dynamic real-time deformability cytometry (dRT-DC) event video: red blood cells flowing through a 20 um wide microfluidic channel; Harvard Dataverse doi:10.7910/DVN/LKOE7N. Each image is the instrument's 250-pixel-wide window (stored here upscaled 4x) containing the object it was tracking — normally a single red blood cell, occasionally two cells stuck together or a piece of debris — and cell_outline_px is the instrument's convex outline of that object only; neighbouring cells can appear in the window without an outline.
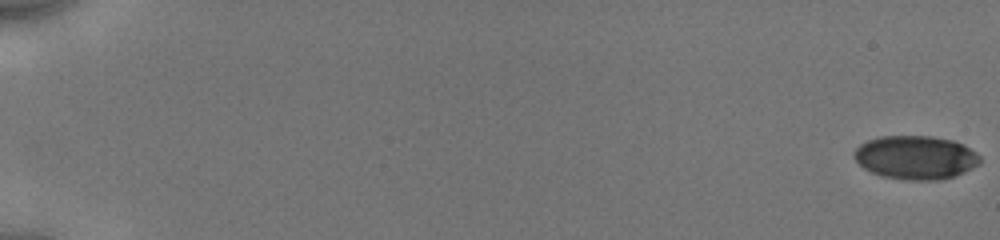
{"species": "human", "species_latin": "Homo sapiens", "temperature_condition": "cold", "stored_images_in_passage": 69, "camera_frame_rate_fps": 3000, "um_per_image_px": 0.085, "donor": {"sex": "male"}, "frame": {"image": 1, "passage_image": 1, "time_ms": 0.0, "image_size_px": [1000, 240], "cell_outline_px": [[980, 164], [964, 172], [940, 180], [908, 180], [884, 176], [872, 172], [864, 168], [852, 156], [852, 152], [860, 144], [868, 140], [880, 136], [932, 136], [952, 140], [964, 144], [976, 152], [980, 156]], "centroid_in_image_um": [77.83, 13.37], "position_along_channel_um": 7.2, "area_um2": 32.02}}
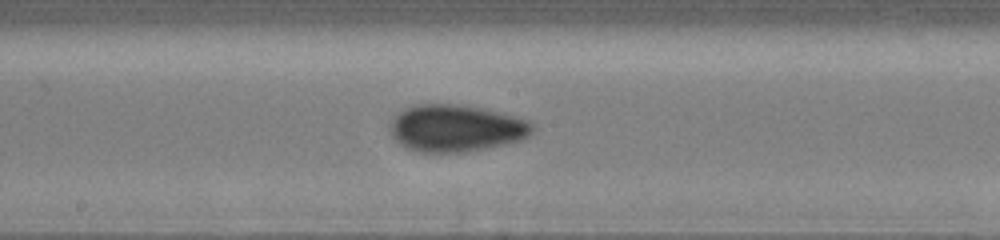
{"frame": {"image": 2, "passage_image": 39, "time_ms": 10.333, "image_size_px": [1000, 240], "cell_outline_px": [[536, 128], [528, 136], [520, 140], [504, 144], [464, 152], [416, 152], [400, 144], [392, 136], [388, 124], [404, 108], [416, 104], [464, 104], [500, 112], [528, 120]], "centroid_in_image_um": [38.75, 10.89], "position_along_channel_um": 209.5, "area_um2": 39.07}}
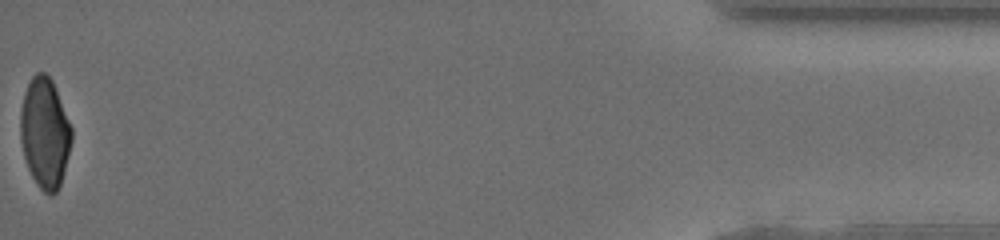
{"frame": {"image": 3, "passage_image": 69, "time_ms": 18.0, "image_size_px": [1000, 240], "cell_outline_px": [[72, 140], [60, 184], [56, 192], [52, 196], [48, 196], [36, 184], [28, 168], [24, 156], [20, 140], [20, 112], [24, 92], [32, 76], [36, 72], [44, 72], [52, 80], [72, 128]], "centroid_in_image_um": [3.79, 11.3], "position_along_channel_um": 431.4, "area_um2": 32.83}, "authors_computed_cell_mechanics": {"area_um2": 34.5066, "velocity_mm_per_s": 3.9513, "shape_relaxation_time_tau1_ms": 6.4657, "shape_relaxation_time_tau2_ms": 0.9774, "deformation_change_tau1": 0.1504, "deformation_change_tau2": 0.0419}}